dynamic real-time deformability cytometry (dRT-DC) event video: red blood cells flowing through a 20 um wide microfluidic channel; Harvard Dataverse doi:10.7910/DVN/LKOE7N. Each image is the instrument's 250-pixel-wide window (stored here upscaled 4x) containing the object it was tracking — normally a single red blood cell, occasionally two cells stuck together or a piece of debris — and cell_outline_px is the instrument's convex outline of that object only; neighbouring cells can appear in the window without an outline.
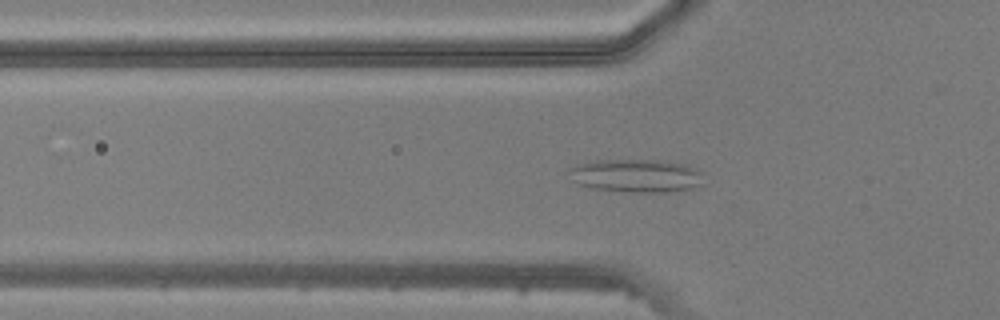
{"species": "common noctule bat (a hibernating species)", "species_latin": "Nyctalus noctula", "temperature_condition": "warm", "stored_images_in_passage": 46, "camera_frame_rate_fps": 3000, "um_per_image_px": 0.085, "animal": {"sex": "male", "body_mass_g": 20.5, "forearm_length_mm": 52.5}, "frame": {"image": 1, "passage_image": 15, "time_ms": 4.667, "image_size_px": [1000, 320], "cell_outline_px": [[704, 184], [688, 188], [668, 192], [628, 192], [596, 188], [576, 184], [572, 180], [568, 168], [580, 164], [596, 160], [656, 160], [684, 164], [700, 172]], "centroid_in_image_um": [54.05, 14.94], "position_along_channel_um": 71.8, "area_um2": 25.72}}
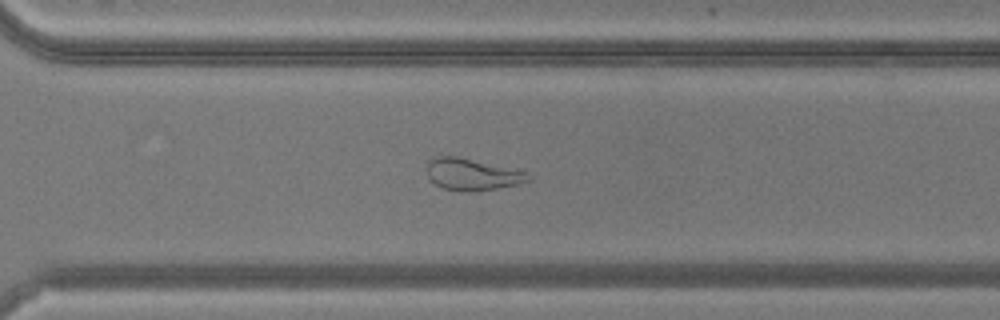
{"frame": {"image": 2, "passage_image": 33, "time_ms": 10.667, "image_size_px": [1000, 320], "cell_outline_px": [[532, 180], [516, 184], [496, 188], [444, 188], [436, 184], [428, 176], [424, 168], [428, 160], [436, 156], [456, 156], [528, 172], [532, 176]], "centroid_in_image_um": [40.11, 14.76], "position_along_channel_um": 330.5, "area_um2": 17.92}}
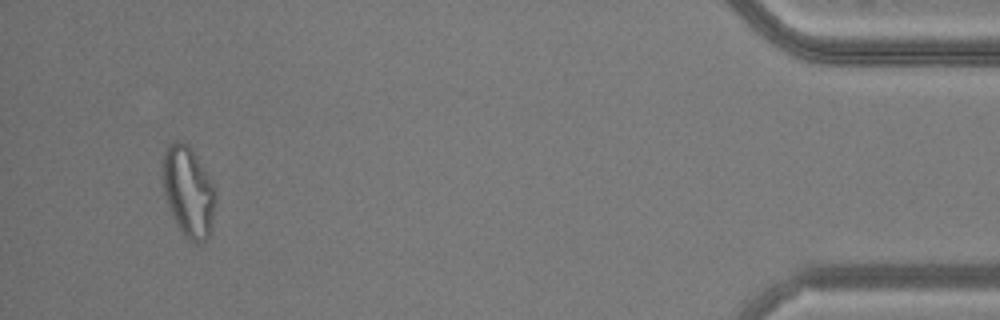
{"frame": {"image": 3, "passage_image": 44, "time_ms": 14.333, "image_size_px": [1000, 320], "cell_outline_px": [[216, 196], [212, 220], [208, 240], [200, 244], [192, 244], [180, 232], [172, 216], [164, 192], [160, 176], [160, 168], [164, 152], [168, 144], [176, 140], [180, 140], [188, 144], [196, 156], [208, 176], [216, 192]], "centroid_in_image_um": [15.97, 16.3], "position_along_channel_um": 419.2, "area_um2": 28.38}}